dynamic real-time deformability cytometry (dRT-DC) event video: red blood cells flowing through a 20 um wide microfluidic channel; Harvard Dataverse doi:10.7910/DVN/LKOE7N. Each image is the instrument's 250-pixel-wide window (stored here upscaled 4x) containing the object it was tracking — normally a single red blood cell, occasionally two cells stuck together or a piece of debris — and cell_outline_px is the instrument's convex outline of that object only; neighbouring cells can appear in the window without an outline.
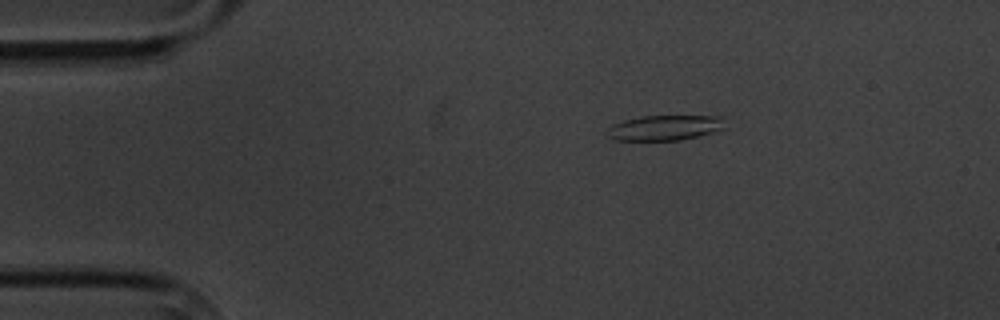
{"species": "common noctule bat (a hibernating species)", "species_latin": "Nyctalus noctula", "temperature_condition": "cold", "stored_images_in_passage": 4, "camera_frame_rate_fps": 3000, "um_per_image_px": 0.085, "animal": {"sex": "male", "body_mass_g": 20.1, "forearm_length_mm": 53.5}, "frame": {"image": 1, "passage_image": 3, "time_ms": 2.0, "image_size_px": [1000, 320], "cell_outline_px": [[724, 128], [712, 132], [680, 140], [616, 140], [604, 136], [608, 128], [612, 124], [624, 120], [644, 116], [724, 116]], "centroid_in_image_um": [56.46, 10.86], "position_along_channel_um": 28.5, "area_um2": 17.28}}